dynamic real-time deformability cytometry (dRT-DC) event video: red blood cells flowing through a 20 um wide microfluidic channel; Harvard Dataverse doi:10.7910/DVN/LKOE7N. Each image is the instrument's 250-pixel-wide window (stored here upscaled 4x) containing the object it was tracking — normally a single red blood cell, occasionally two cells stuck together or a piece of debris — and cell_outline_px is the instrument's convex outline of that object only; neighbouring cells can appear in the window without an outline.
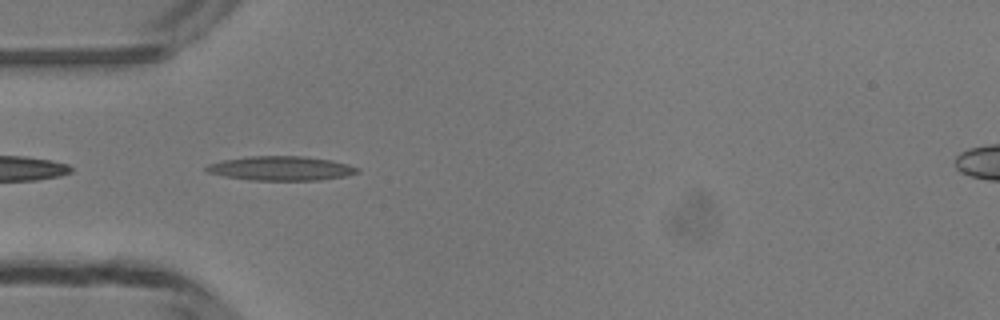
{"species": "common noctule bat (a hibernating species)", "species_latin": "Nyctalus noctula", "temperature_condition": "room temperature", "stored_images_in_passage": 36, "camera_frame_rate_fps": 3000, "um_per_image_px": 0.085, "animal": {"sex": "male", "body_mass_g": 13.3}, "frame": {"image": 1, "passage_image": 2, "time_ms": 0.333, "image_size_px": [1000, 320], "cell_outline_px": [[360, 172], [344, 176], [320, 180], [252, 180], [224, 176], [208, 172], [204, 168], [208, 164], [224, 160], [248, 156], [304, 156], [332, 160], [348, 164], [360, 168]], "centroid_in_image_um": [23.91, 14.3], "position_along_channel_um": 61.1, "area_um2": 21.33}}
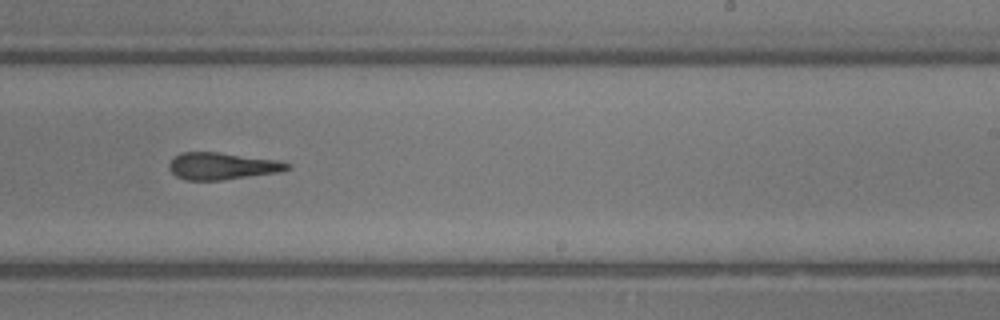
{"frame": {"image": 2, "passage_image": 17, "time_ms": 5.333, "image_size_px": [1000, 320], "cell_outline_px": [[292, 168], [280, 172], [220, 180], [184, 180], [176, 176], [168, 168], [168, 164], [180, 152], [220, 152], [280, 160], [292, 164]], "centroid_in_image_um": [18.92, 14.11], "position_along_channel_um": 270.1, "area_um2": 18.79}}
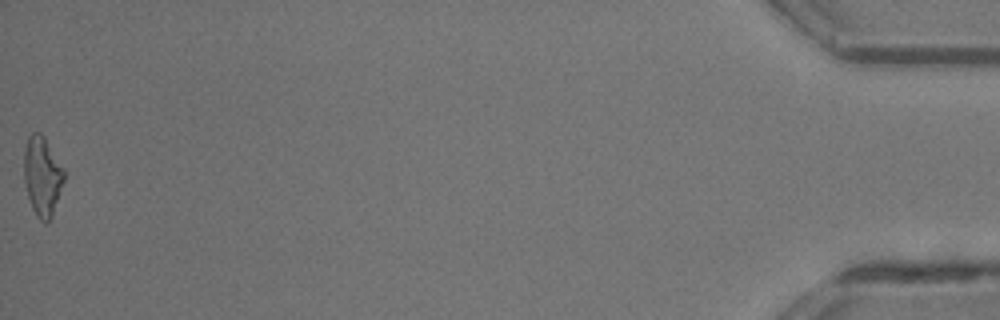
{"frame": {"image": 3, "passage_image": 36, "time_ms": 11.667, "image_size_px": [1000, 320], "cell_outline_px": [[64, 180], [52, 216], [48, 224], [44, 224], [36, 216], [32, 208], [28, 196], [24, 180], [24, 148], [28, 136], [32, 132], [40, 132], [44, 136], [64, 168]], "centroid_in_image_um": [3.59, 14.97], "position_along_channel_um": 431.6, "area_um2": 18.67}, "authors_computed_cell_mechanics": {"area_um2": 19.1896, "velocity_mm_per_s": 4.2099, "shape_relaxation_time_tau1_ms": 9.5347, "shape_relaxation_time_tau2_ms": 3.8813, "deformation_change_tau1": 0.2497, "deformation_change_tau2": 0.1836}}